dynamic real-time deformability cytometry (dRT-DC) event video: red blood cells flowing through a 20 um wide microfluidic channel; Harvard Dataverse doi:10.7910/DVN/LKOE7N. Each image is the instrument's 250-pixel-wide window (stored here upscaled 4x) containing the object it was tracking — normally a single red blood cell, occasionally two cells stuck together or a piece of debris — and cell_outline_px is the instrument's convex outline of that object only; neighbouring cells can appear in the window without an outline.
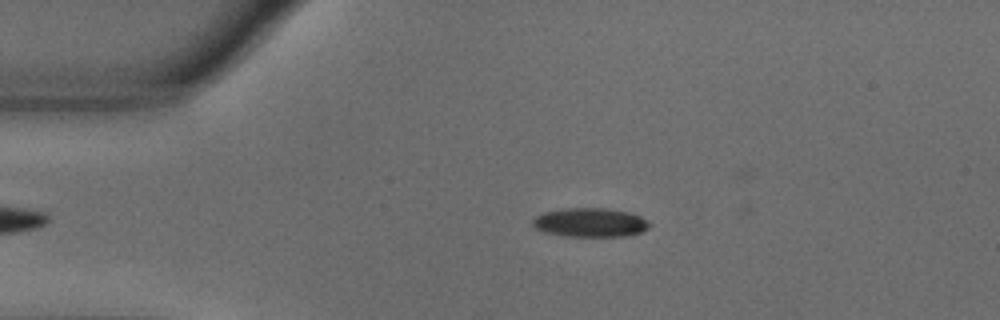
{"species": "common noctule bat (a hibernating species)", "species_latin": "Nyctalus noctula", "temperature_condition": "warm", "stored_images_in_passage": 11, "camera_frame_rate_fps": 3000, "um_per_image_px": 0.085, "animal": {"sex": "male", "body_mass_g": 18.8}, "frame": {"image": 1, "passage_image": 3, "time_ms": 0.667, "image_size_px": [1000, 320], "cell_outline_px": [[652, 224], [648, 228], [640, 232], [624, 236], [564, 236], [544, 232], [536, 228], [532, 224], [532, 220], [536, 216], [544, 212], [568, 208], [604, 208], [628, 212], [640, 216], [648, 220]], "centroid_in_image_um": [50.17, 18.91], "position_along_channel_um": 34.8, "area_um2": 19.65}}
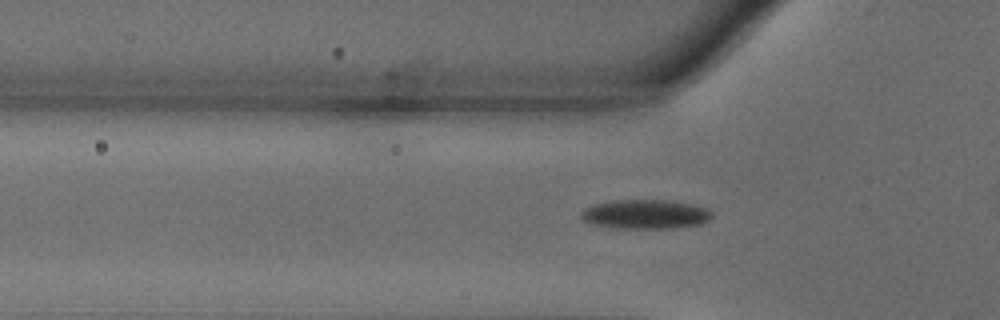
{"frame": {"image": 2, "passage_image": 9, "time_ms": 2.667, "image_size_px": [1000, 320], "cell_outline_px": [[712, 216], [708, 220], [700, 224], [672, 228], [616, 228], [592, 224], [584, 220], [580, 216], [580, 212], [584, 208], [592, 204], [612, 200], [664, 200], [692, 204], [708, 208], [712, 212]], "centroid_in_image_um": [54.83, 18.2], "position_along_channel_um": 71.0, "area_um2": 22.37}}